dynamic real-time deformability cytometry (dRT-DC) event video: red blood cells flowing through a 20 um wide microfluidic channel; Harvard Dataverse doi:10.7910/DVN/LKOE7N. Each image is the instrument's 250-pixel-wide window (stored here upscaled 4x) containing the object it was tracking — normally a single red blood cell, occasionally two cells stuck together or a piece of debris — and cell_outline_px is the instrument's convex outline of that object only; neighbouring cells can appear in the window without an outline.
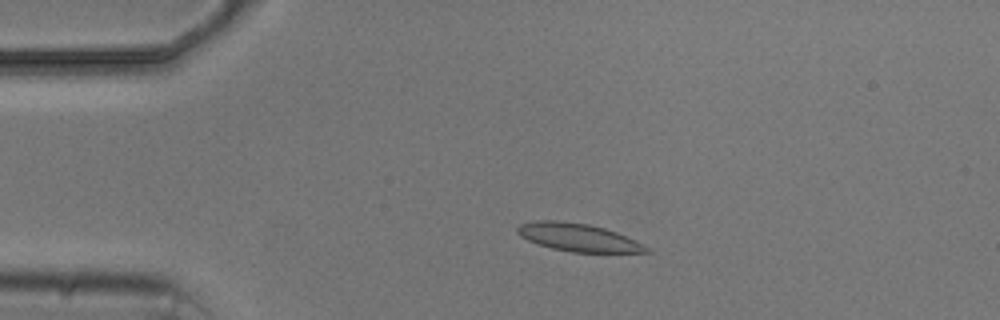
{"species": "common noctule bat (a hibernating species)", "species_latin": "Nyctalus noctula", "temperature_condition": "cold", "stored_images_in_passage": 4, "camera_frame_rate_fps": 3000, "um_per_image_px": 0.085, "animal": {"sex": "male", "body_mass_g": 20.5, "forearm_length_mm": 52.5}, "frame": {"image": 1, "passage_image": 3, "time_ms": 2.667, "image_size_px": [1000, 320], "cell_outline_px": [[652, 252], [572, 252], [552, 248], [528, 240], [520, 236], [516, 232], [516, 228], [520, 224], [536, 220], [560, 220], [588, 224], [604, 228], [616, 232], [636, 240], [652, 248]], "centroid_in_image_um": [49.17, 20.17], "position_along_channel_um": 35.8, "area_um2": 20.98}}